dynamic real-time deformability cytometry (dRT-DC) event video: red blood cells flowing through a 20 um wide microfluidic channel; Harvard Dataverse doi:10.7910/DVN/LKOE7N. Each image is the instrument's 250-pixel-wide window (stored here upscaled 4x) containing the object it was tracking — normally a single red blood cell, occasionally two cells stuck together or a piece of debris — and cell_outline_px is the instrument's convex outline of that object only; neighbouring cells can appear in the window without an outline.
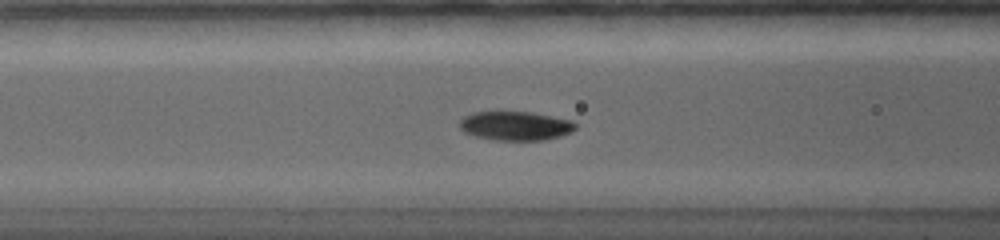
{"species": "common noctule bat (a hibernating species)", "species_latin": "Nyctalus noctula", "temperature_condition": "warm", "stored_images_in_passage": 38, "camera_frame_rate_fps": 5000, "um_per_image_px": 0.085, "animal": {"sex": "female", "body_mass_g": 19.0, "forearm_length_mm": 56.7}, "frame": {"image": 1, "passage_image": 16, "time_ms": 4.8, "image_size_px": [1000, 240], "cell_outline_px": [[576, 128], [572, 132], [560, 136], [544, 140], [492, 140], [476, 136], [464, 132], [460, 128], [460, 120], [464, 116], [476, 112], [524, 112], [572, 120], [576, 124]], "centroid_in_image_um": [43.81, 10.71], "position_along_channel_um": 122.8, "area_um2": 19.36}}
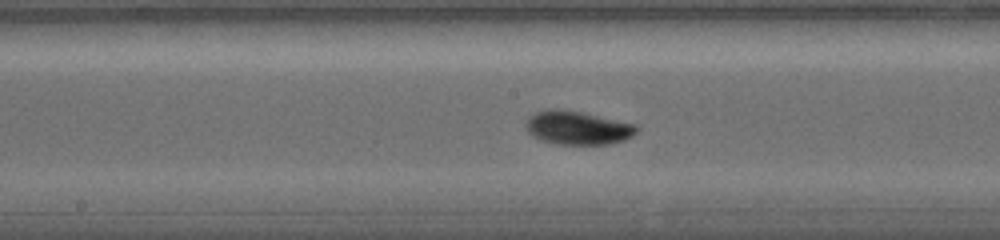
{"frame": {"image": 2, "passage_image": 22, "time_ms": 6.8, "image_size_px": [1000, 240], "cell_outline_px": [[640, 128], [632, 136], [624, 140], [608, 144], [552, 144], [536, 140], [524, 128], [528, 120], [532, 116], [540, 112], [580, 112], [636, 124]], "centroid_in_image_um": [49.14, 10.93], "position_along_channel_um": 199.1, "area_um2": 20.98}}
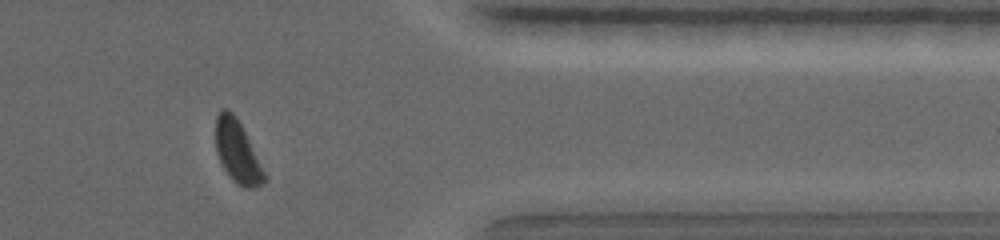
{"frame": {"image": 3, "passage_image": 36, "time_ms": 12.2, "image_size_px": [1000, 240], "cell_outline_px": [[268, 180], [264, 184], [252, 188], [248, 188], [232, 180], [224, 168], [216, 152], [216, 116], [224, 108], [228, 108], [236, 116], [268, 176]], "centroid_in_image_um": [20.21, 12.91], "position_along_channel_um": 391.2, "area_um2": 17.57}, "authors_computed_cell_mechanics": {"area_um2": 19.4786, "velocity_mm_per_s": 3.8205, "shape_relaxation_time_tau1_ms": 2.7708, "shape_relaxation_time_tau2_ms": 2.779, "deformation_change_tau1": 0.1494, "deformation_change_tau2": 0.0541}}